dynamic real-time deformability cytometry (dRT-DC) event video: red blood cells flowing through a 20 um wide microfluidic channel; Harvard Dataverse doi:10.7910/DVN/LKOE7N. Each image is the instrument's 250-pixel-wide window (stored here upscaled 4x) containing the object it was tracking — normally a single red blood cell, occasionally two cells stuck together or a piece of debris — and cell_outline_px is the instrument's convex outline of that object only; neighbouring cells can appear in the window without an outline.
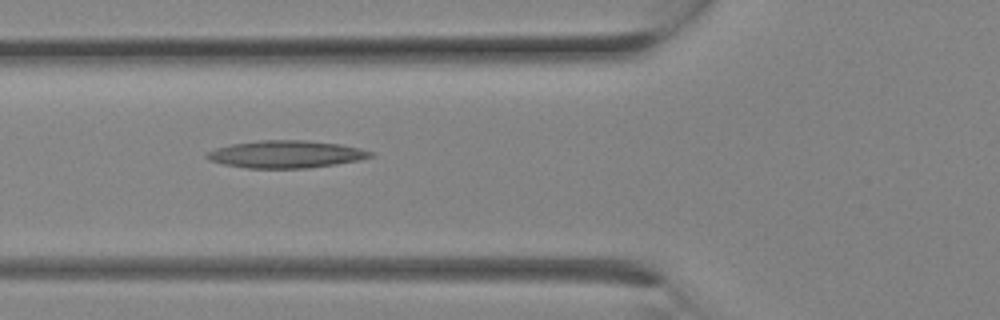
{"species": "Egyptian fruit bat (a non-hibernating species)", "species_latin": "Rousettus aegyptiacus", "temperature_condition": "room temperature", "stored_images_in_passage": 11, "camera_frame_rate_fps": 3000, "um_per_image_px": 0.085, "animal": {"sex": "female"}, "frame": {"image": 1, "passage_image": 8, "time_ms": 2.333, "image_size_px": [1000, 320], "cell_outline_px": [[372, 156], [360, 160], [336, 164], [308, 168], [248, 168], [224, 164], [208, 160], [204, 156], [208, 152], [216, 148], [232, 144], [260, 140], [304, 140], [340, 144], [360, 148], [372, 152]], "centroid_in_image_um": [24.3, 13.11], "position_along_channel_um": 101.5, "area_um2": 26.01}}
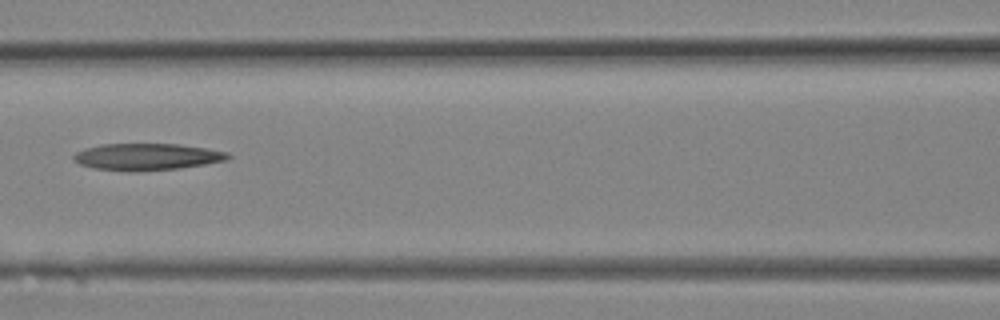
{"frame": {"image": 2, "passage_image": 10, "time_ms": 3.0, "image_size_px": [1000, 320], "cell_outline_px": [[232, 156], [228, 160], [180, 168], [136, 172], [128, 172], [96, 168], [80, 164], [72, 160], [72, 156], [76, 152], [84, 148], [100, 144], [180, 144], [208, 148], [228, 152]], "centroid_in_image_um": [12.49, 13.33], "position_along_channel_um": 154.1, "area_um2": 24.39}}